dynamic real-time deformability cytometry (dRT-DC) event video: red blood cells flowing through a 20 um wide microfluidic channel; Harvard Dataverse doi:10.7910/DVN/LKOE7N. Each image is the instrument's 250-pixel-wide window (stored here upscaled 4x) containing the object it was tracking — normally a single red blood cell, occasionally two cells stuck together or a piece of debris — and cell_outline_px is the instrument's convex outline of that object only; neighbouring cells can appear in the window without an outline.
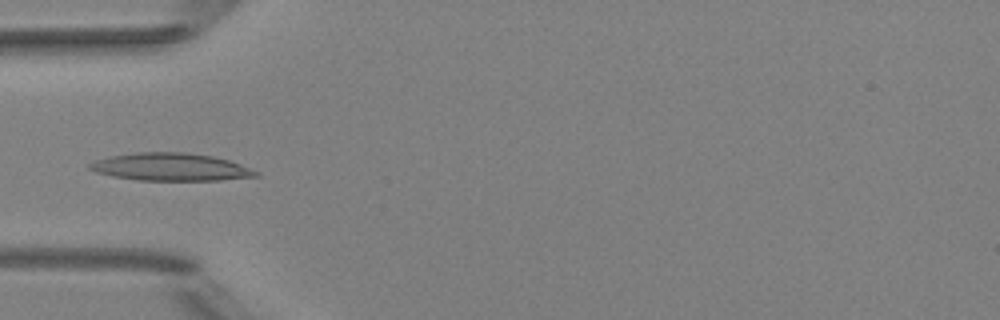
{"species": "Egyptian fruit bat (a non-hibernating species)", "species_latin": "Rousettus aegyptiacus", "temperature_condition": "room temperature", "stored_images_in_passage": 5, "camera_frame_rate_fps": 3000, "um_per_image_px": 0.085, "animal": {"sex": "female"}, "frame": {"image": 1, "passage_image": 5, "time_ms": 4.667, "image_size_px": [1000, 320], "cell_outline_px": [[260, 176], [220, 180], [136, 180], [112, 176], [96, 172], [88, 168], [88, 164], [96, 160], [108, 156], [136, 152], [184, 152], [212, 156], [228, 160], [240, 164], [260, 172]], "centroid_in_image_um": [14.5, 14.19], "position_along_channel_um": 70.5, "area_um2": 26.82}}